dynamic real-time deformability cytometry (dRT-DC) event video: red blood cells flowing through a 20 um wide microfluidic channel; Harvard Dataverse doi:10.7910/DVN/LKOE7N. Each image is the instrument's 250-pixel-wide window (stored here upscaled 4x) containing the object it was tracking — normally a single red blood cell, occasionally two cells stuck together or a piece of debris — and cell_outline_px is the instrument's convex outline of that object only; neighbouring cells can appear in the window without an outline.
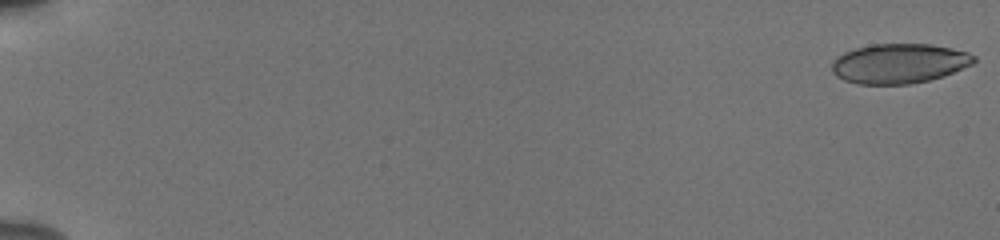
{"species": "human", "species_latin": "Homo sapiens", "temperature_condition": "cold", "stored_images_in_passage": 55, "camera_frame_rate_fps": 3000, "um_per_image_px": 0.085, "donor": {"sex": "male"}, "frame": {"image": 1, "passage_image": 1, "time_ms": 0.0, "image_size_px": [1000, 240], "cell_outline_px": [[976, 60], [972, 64], [944, 76], [928, 80], [908, 84], [856, 84], [844, 80], [836, 76], [832, 72], [832, 64], [836, 56], [844, 52], [856, 48], [872, 44], [932, 44], [952, 48], [968, 52], [976, 56]], "centroid_in_image_um": [76.42, 5.39], "position_along_channel_um": 8.6, "area_um2": 33.0}}
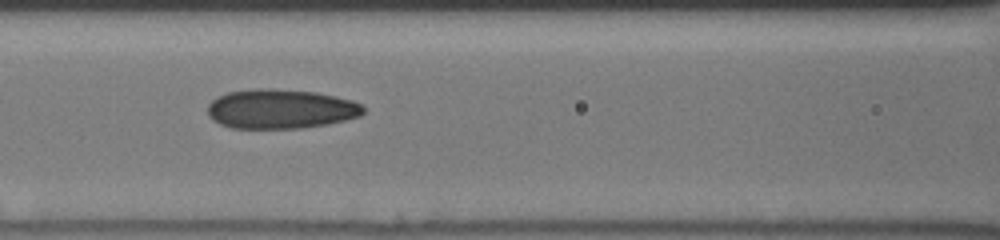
{"frame": {"image": 2, "passage_image": 27, "time_ms": 8.667, "image_size_px": [1000, 240], "cell_outline_px": [[364, 112], [360, 116], [328, 124], [300, 128], [232, 128], [220, 124], [212, 120], [208, 116], [208, 104], [212, 100], [228, 92], [256, 88], [268, 88], [316, 92], [336, 96], [352, 100], [360, 104], [364, 108]], "centroid_in_image_um": [23.85, 9.26], "position_along_channel_um": 142.8, "area_um2": 35.84}}
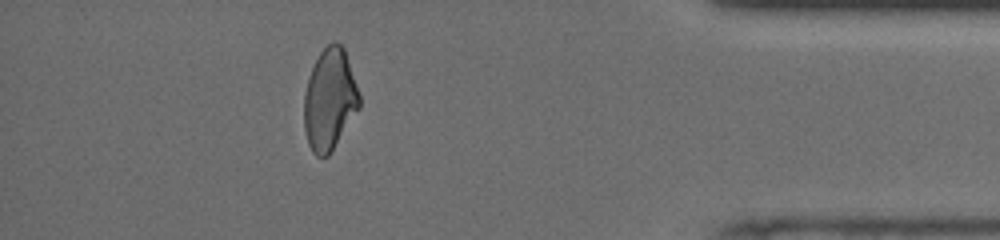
{"frame": {"image": 3, "passage_image": 50, "time_ms": 16.333, "image_size_px": [1000, 240], "cell_outline_px": [[360, 108], [328, 156], [316, 156], [312, 152], [308, 144], [304, 128], [304, 92], [312, 68], [320, 52], [328, 44], [340, 44], [344, 48], [360, 96]], "centroid_in_image_um": [28.01, 8.5], "position_along_channel_um": 407.2, "area_um2": 32.37}, "authors_computed_cell_mechanics": {"area_um2": 34.1598, "velocity_mm_per_s": 3.8788, "shape_relaxation_time_tau1_ms": 10.048, "shape_relaxation_time_tau2_ms": 2.1178, "deformation_change_tau1": 0.2032, "deformation_change_tau2": 0.0953}}